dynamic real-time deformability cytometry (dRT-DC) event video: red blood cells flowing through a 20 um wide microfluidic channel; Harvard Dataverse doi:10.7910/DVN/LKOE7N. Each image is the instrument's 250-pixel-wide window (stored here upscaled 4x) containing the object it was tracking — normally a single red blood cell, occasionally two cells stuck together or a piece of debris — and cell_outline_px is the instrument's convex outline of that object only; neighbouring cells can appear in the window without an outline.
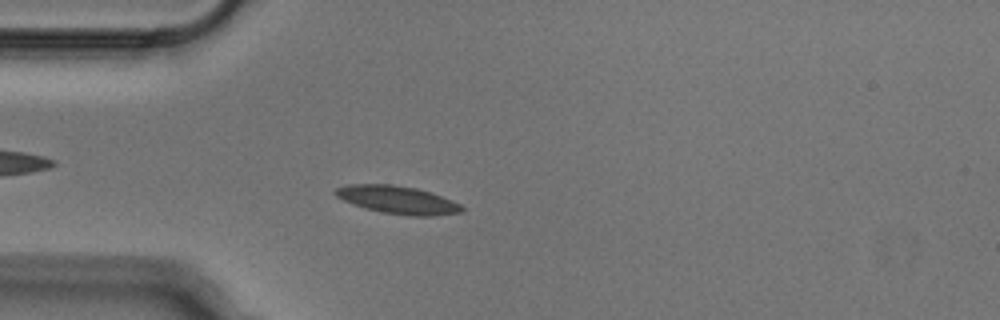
{"species": "Egyptian fruit bat (a non-hibernating species)", "species_latin": "Rousettus aegyptiacus", "temperature_condition": "cold", "stored_images_in_passage": 53, "camera_frame_rate_fps": 3000, "um_per_image_px": 0.085, "animal": {"sex": "male"}, "frame": {"image": 1, "passage_image": 15, "time_ms": 4.667, "image_size_px": [1000, 320], "cell_outline_px": [[464, 212], [436, 216], [408, 216], [380, 212], [364, 208], [344, 200], [336, 196], [332, 192], [336, 188], [348, 184], [392, 184], [416, 188], [452, 200], [460, 204], [464, 208]], "centroid_in_image_um": [33.8, 17.0], "position_along_channel_um": 51.2, "area_um2": 20.63}}
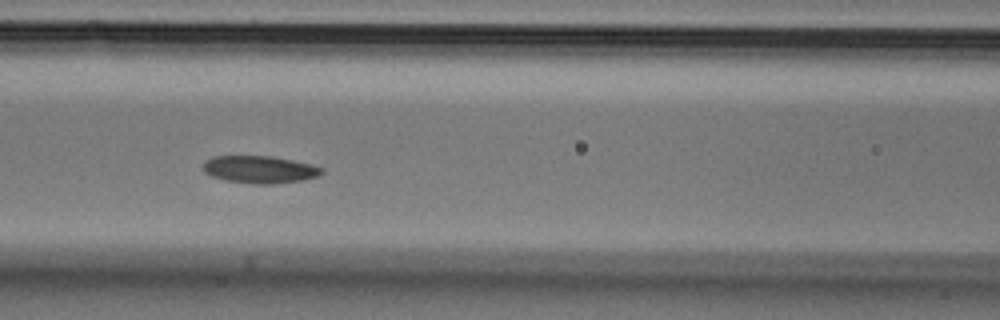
{"frame": {"image": 2, "passage_image": 23, "time_ms": 7.333, "image_size_px": [1000, 320], "cell_outline_px": [[324, 172], [316, 176], [300, 180], [272, 184], [252, 184], [224, 180], [212, 176], [204, 172], [204, 160], [212, 156], [268, 156], [292, 160], [312, 164], [324, 168]], "centroid_in_image_um": [22.05, 14.4], "position_along_channel_um": 144.5, "area_um2": 18.9}}
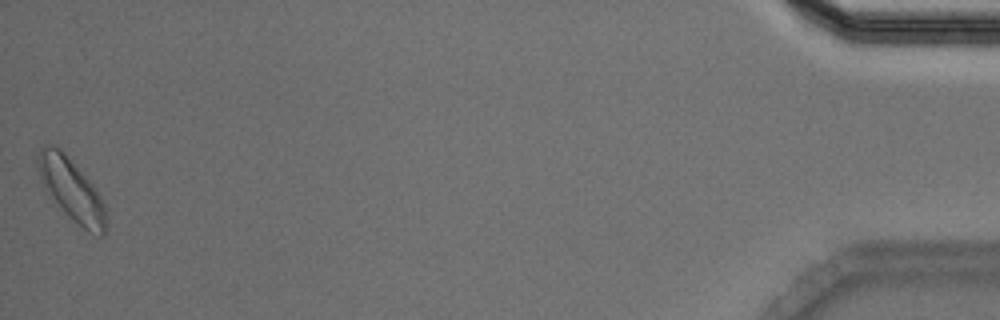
{"frame": {"image": 3, "passage_image": 53, "time_ms": 17.333, "image_size_px": [1000, 320], "cell_outline_px": [[104, 236], [100, 236], [88, 232], [72, 220], [52, 204], [40, 180], [36, 164], [36, 156], [40, 148], [44, 144], [52, 144], [60, 148], [64, 152], [92, 184], [104, 204]], "centroid_in_image_um": [5.97, 16.1], "position_along_channel_um": 429.2, "area_um2": 24.97}}